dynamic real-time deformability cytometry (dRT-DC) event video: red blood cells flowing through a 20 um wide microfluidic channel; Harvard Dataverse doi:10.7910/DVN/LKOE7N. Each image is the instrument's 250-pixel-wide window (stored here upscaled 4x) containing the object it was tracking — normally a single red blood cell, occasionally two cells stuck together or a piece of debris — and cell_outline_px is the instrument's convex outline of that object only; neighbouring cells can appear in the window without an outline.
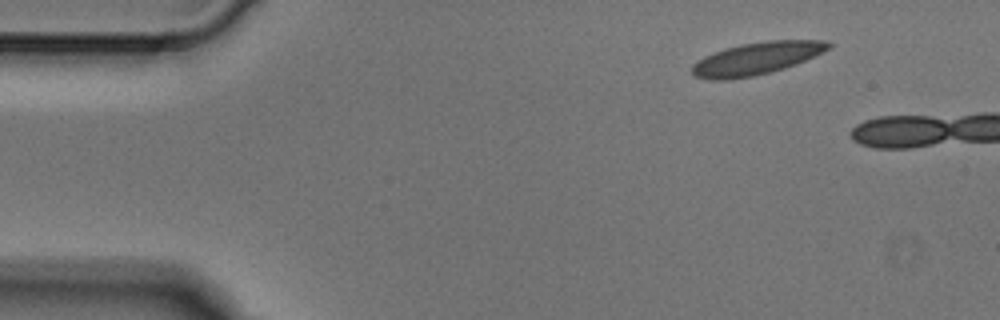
{"species": "Egyptian fruit bat (a non-hibernating species)", "species_latin": "Rousettus aegyptiacus", "temperature_condition": "cold", "stored_images_in_passage": 2, "camera_frame_rate_fps": 3000, "um_per_image_px": 0.085, "animal": {"sex": "male"}, "frame": {"image": 1, "passage_image": 1, "time_ms": 0.0, "image_size_px": [1000, 320], "cell_outline_px": [[832, 44], [828, 48], [796, 64], [784, 68], [752, 76], [728, 80], [708, 80], [696, 76], [692, 72], [692, 64], [696, 60], [704, 56], [724, 48], [740, 44], [768, 40], [824, 40]], "centroid_in_image_um": [64.22, 4.97], "position_along_channel_um": 20.8, "area_um2": 25.55}}